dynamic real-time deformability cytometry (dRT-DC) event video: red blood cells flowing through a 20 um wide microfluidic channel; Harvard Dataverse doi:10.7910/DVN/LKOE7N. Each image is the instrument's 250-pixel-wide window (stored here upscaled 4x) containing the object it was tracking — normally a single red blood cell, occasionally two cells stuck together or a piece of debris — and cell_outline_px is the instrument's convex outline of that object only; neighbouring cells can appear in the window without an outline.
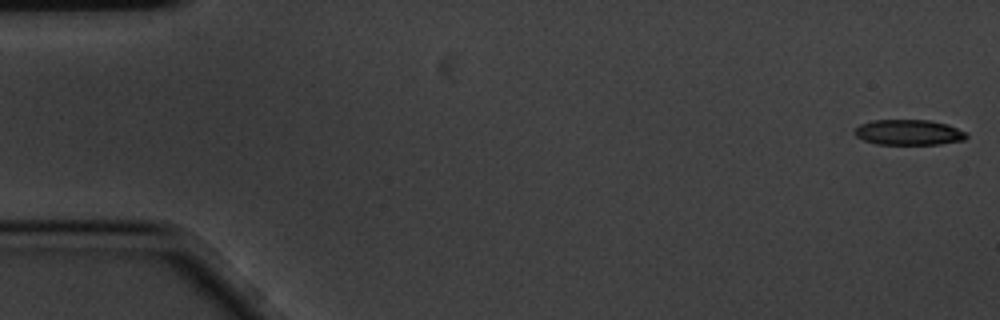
{"species": "common noctule bat (a hibernating species)", "species_latin": "Nyctalus noctula", "temperature_condition": "cold", "stored_images_in_passage": 6, "segment_of_instrument_passage": [1, 2], "camera_frame_rate_fps": 3000, "um_per_image_px": 0.085, "animal": {"sex": "male", "body_mass_g": 20.1, "forearm_length_mm": 53.5}, "frame": {"image": 1, "passage_image": 1, "time_ms": 0.0, "image_size_px": [1000, 320], "cell_outline_px": [[968, 136], [964, 140], [940, 144], [876, 144], [864, 140], [856, 136], [852, 132], [860, 124], [872, 120], [928, 120], [948, 124], [968, 132]], "centroid_in_image_um": [77.26, 11.25], "position_along_channel_um": 7.7, "area_um2": 16.7}}
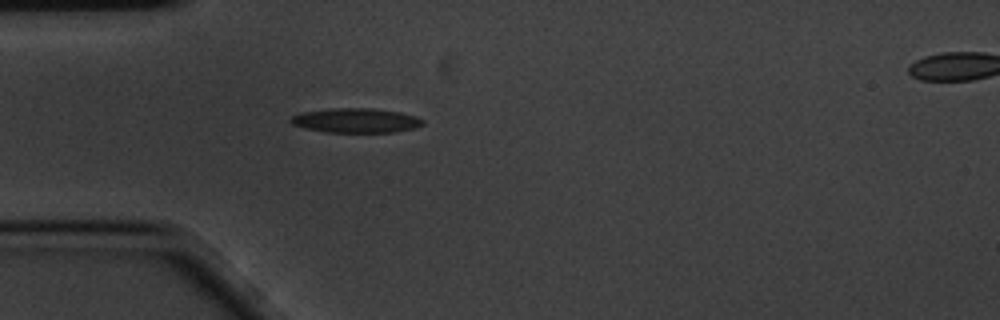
{"frame": {"image": 2, "passage_image": 5, "time_ms": 1.333, "image_size_px": [1000, 320], "cell_outline_px": [[424, 124], [416, 128], [396, 132], [324, 132], [304, 128], [292, 124], [288, 120], [292, 116], [300, 112], [332, 108], [372, 108], [400, 112], [416, 116], [424, 120]], "centroid_in_image_um": [30.25, 10.24], "position_along_channel_um": 54.7, "area_um2": 19.07}}